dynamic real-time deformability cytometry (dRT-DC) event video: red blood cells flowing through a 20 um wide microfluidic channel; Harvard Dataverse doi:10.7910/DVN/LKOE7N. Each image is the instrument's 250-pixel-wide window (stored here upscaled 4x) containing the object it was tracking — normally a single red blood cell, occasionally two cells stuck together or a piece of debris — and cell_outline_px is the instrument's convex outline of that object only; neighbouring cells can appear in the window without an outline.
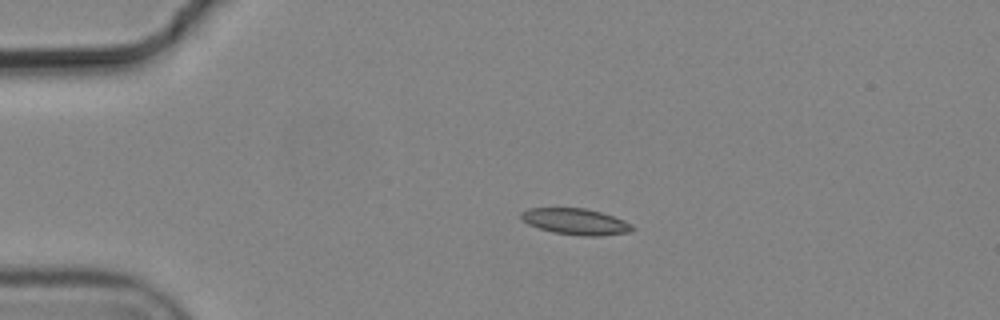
{"species": "common noctule bat (a hibernating species)", "species_latin": "Nyctalus noctula", "temperature_condition": "cold", "stored_images_in_passage": 7, "camera_frame_rate_fps": 3000, "um_per_image_px": 0.085, "animal": {"sex": "male", "body_mass_g": 19.2, "forearm_length_mm": 51.8}, "frame": {"image": 1, "passage_image": 4, "time_ms": 1.0, "image_size_px": [1000, 320], "cell_outline_px": [[636, 228], [632, 232], [596, 236], [584, 236], [552, 232], [528, 224], [520, 216], [520, 212], [528, 208], [584, 208], [600, 212], [624, 220], [632, 224]], "centroid_in_image_um": [48.95, 18.83], "position_along_channel_um": 36.1, "area_um2": 16.94}}
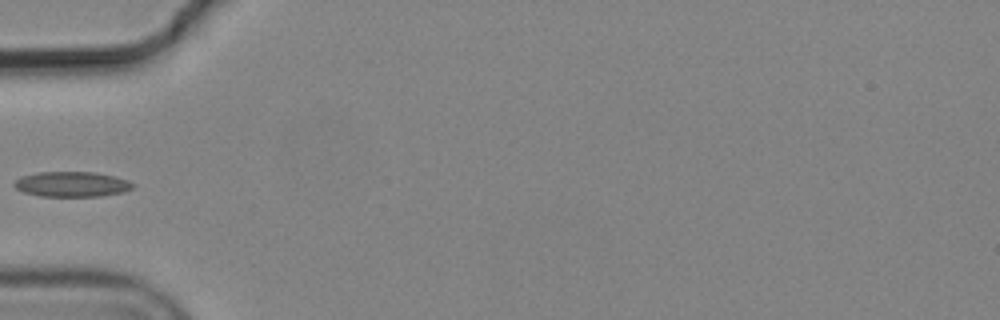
{"frame": {"image": 2, "passage_image": 6, "time_ms": 1.667, "image_size_px": [1000, 320], "cell_outline_px": [[136, 188], [124, 192], [100, 196], [40, 196], [24, 192], [16, 188], [12, 184], [20, 176], [40, 172], [96, 172], [116, 176], [128, 180], [136, 184]], "centroid_in_image_um": [6.17, 15.65], "position_along_channel_um": 78.8, "area_um2": 17.63}}
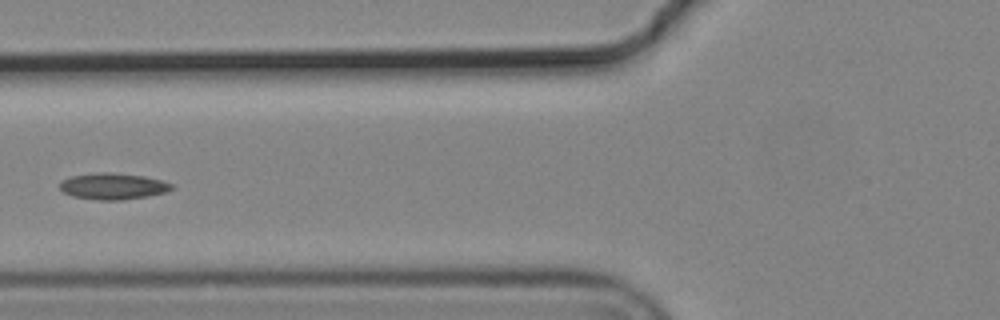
{"frame": {"image": 3, "passage_image": 7, "time_ms": 2.0, "image_size_px": [1000, 320], "cell_outline_px": [[172, 188], [164, 192], [148, 196], [120, 200], [100, 200], [72, 196], [64, 192], [60, 188], [60, 180], [72, 176], [96, 172], [108, 172], [144, 176], [160, 180], [172, 184]], "centroid_in_image_um": [9.56, 15.82], "position_along_channel_um": 116.2, "area_um2": 16.99}}